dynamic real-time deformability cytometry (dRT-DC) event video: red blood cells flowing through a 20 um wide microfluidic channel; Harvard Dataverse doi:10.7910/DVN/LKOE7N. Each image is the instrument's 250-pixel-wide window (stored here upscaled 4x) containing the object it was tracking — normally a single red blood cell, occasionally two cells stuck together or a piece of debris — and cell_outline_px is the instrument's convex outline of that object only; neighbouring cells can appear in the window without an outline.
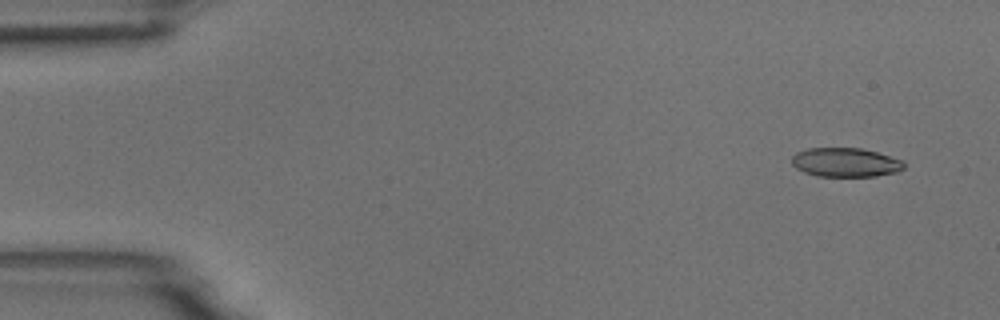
{"species": "common noctule bat (a hibernating species)", "species_latin": "Nyctalus noctula", "temperature_condition": "room temperature", "stored_images_in_passage": 5, "camera_frame_rate_fps": 3000, "um_per_image_px": 0.085, "animal": {"sex": "male", "body_mass_g": 18.8}, "frame": {"image": 1, "passage_image": 1, "time_ms": 0.0, "image_size_px": [1000, 320], "cell_outline_px": [[904, 168], [896, 172], [876, 176], [816, 176], [804, 172], [796, 168], [792, 164], [792, 156], [796, 152], [808, 148], [860, 148], [876, 152], [904, 160]], "centroid_in_image_um": [71.86, 13.8], "position_along_channel_um": 13.1, "area_um2": 19.02}}
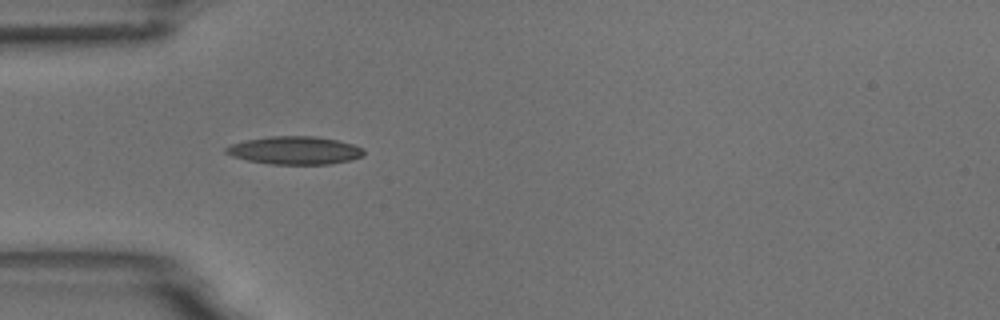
{"frame": {"image": 2, "passage_image": 4, "time_ms": 1.0, "image_size_px": [1000, 320], "cell_outline_px": [[364, 156], [352, 160], [328, 164], [272, 164], [248, 160], [232, 156], [224, 152], [224, 148], [232, 144], [244, 140], [272, 136], [316, 136], [336, 140], [352, 144], [364, 148]], "centroid_in_image_um": [25.07, 12.78], "position_along_channel_um": 59.9, "area_um2": 22.48}}